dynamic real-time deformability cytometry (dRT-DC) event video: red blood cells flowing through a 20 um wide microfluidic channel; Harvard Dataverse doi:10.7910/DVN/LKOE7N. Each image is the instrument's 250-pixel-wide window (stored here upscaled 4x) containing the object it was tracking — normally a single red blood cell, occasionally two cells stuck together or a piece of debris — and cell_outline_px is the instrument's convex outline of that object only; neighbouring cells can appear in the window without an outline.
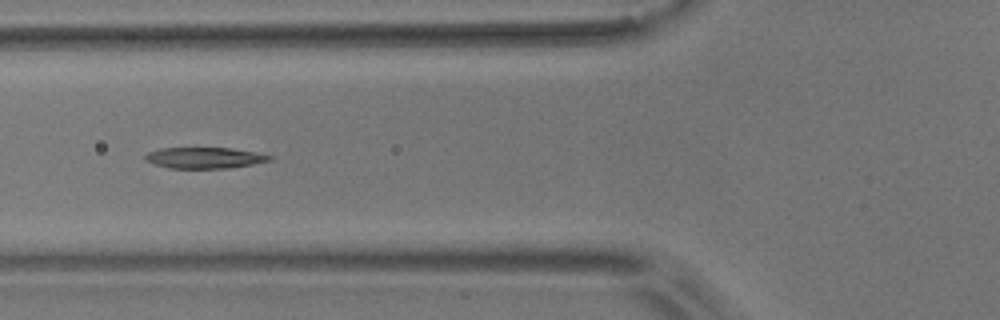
{"species": "common noctule bat (a hibernating species)", "species_latin": "Nyctalus noctula", "temperature_condition": "room temperature", "stored_images_in_passage": 8, "camera_frame_rate_fps": 3000, "um_per_image_px": 0.085, "animal": {"sex": "male", "body_mass_g": 17.9}, "frame": {"image": 1, "passage_image": 5, "time_ms": 4.667, "image_size_px": [1000, 320], "cell_outline_px": [[272, 160], [252, 164], [228, 168], [168, 168], [152, 164], [144, 160], [144, 156], [148, 152], [160, 148], [232, 148], [272, 156]], "centroid_in_image_um": [17.31, 13.42], "position_along_channel_um": 108.5, "area_um2": 15.2}}
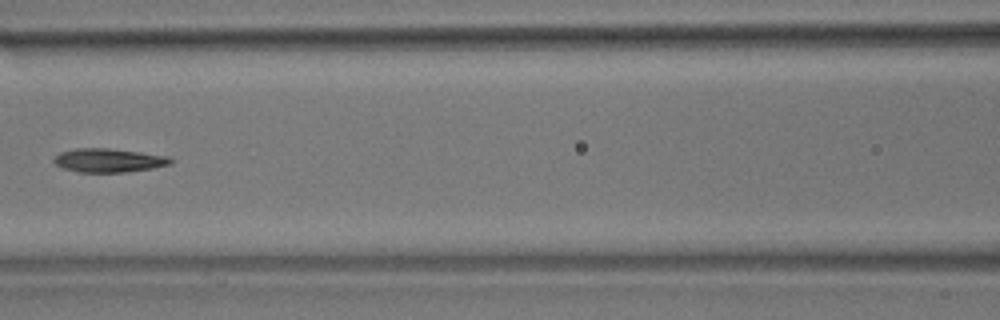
{"frame": {"image": 2, "passage_image": 6, "time_ms": 6.0, "image_size_px": [1000, 320], "cell_outline_px": [[172, 164], [152, 168], [124, 172], [76, 172], [64, 168], [56, 164], [52, 160], [60, 152], [76, 148], [108, 148], [140, 152], [168, 156], [172, 160]], "centroid_in_image_um": [9.23, 13.63], "position_along_channel_um": 157.4, "area_um2": 16.07}}
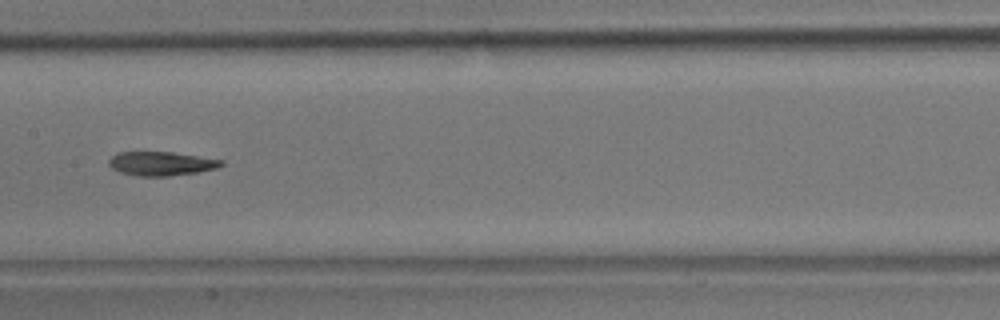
{"frame": {"image": 3, "passage_image": 7, "time_ms": 7.0, "image_size_px": [1000, 320], "cell_outline_px": [[224, 164], [216, 168], [196, 172], [168, 176], [136, 176], [120, 172], [112, 168], [108, 164], [108, 160], [116, 152], [172, 152], [224, 160]], "centroid_in_image_um": [13.67, 13.9], "position_along_channel_um": 193.7, "area_um2": 15.66}}